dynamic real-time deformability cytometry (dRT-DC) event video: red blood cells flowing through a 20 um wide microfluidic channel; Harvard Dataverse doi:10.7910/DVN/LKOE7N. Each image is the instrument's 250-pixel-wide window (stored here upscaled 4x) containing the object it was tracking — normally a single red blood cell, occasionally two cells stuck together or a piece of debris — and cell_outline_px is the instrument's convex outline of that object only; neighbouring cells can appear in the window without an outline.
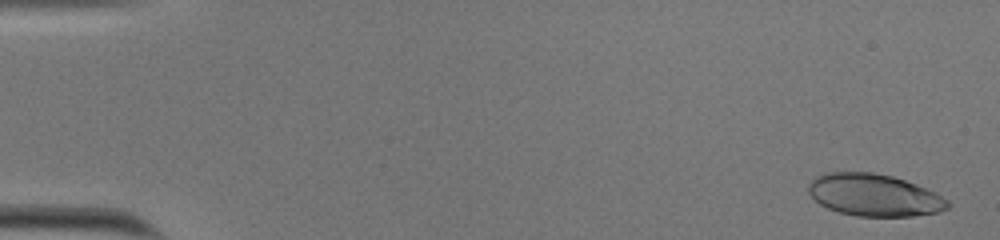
{"species": "human", "species_latin": "Homo sapiens", "temperature_condition": "cold", "stored_images_in_passage": 54, "camera_frame_rate_fps": 3000, "um_per_image_px": 0.085, "donor": {"sex": "male"}, "frame": {"image": 1, "passage_image": 2, "time_ms": 0.333, "image_size_px": [1000, 240], "cell_outline_px": [[948, 208], [940, 212], [912, 216], [856, 216], [840, 212], [828, 208], [820, 204], [808, 192], [808, 184], [816, 176], [824, 172], [872, 172], [892, 176], [916, 184], [936, 192], [948, 200]], "centroid_in_image_um": [74.3, 16.58], "position_along_channel_um": 10.7, "area_um2": 34.22}}
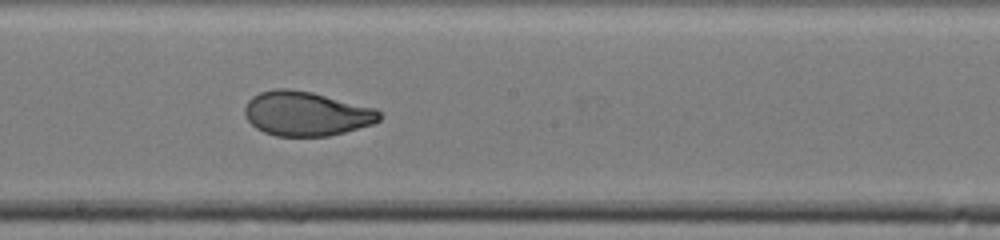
{"frame": {"image": 2, "passage_image": 31, "time_ms": 10.0, "image_size_px": [1000, 240], "cell_outline_px": [[380, 120], [372, 124], [344, 132], [328, 136], [276, 136], [264, 132], [256, 128], [244, 116], [244, 108], [248, 100], [252, 96], [260, 92], [276, 88], [288, 88], [312, 92], [376, 108], [380, 112]], "centroid_in_image_um": [26.0, 9.65], "position_along_channel_um": 222.2, "area_um2": 34.91}}
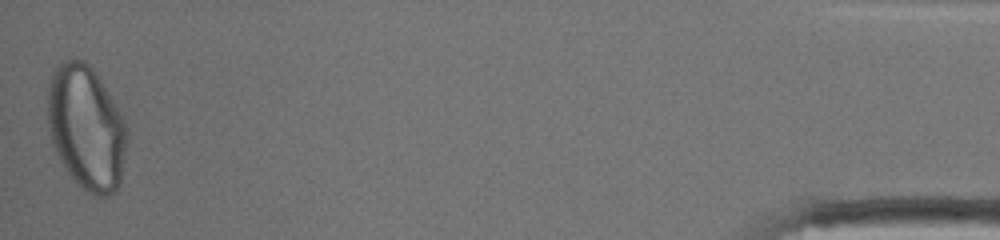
{"frame": {"image": 3, "passage_image": 54, "time_ms": 17.667, "image_size_px": [1000, 240], "cell_outline_px": [[128, 132], [120, 184], [108, 196], [96, 196], [88, 192], [76, 184], [60, 160], [56, 152], [52, 140], [48, 120], [48, 88], [52, 72], [64, 60], [80, 60], [88, 64], [92, 68], [124, 116], [128, 128]], "centroid_in_image_um": [7.36, 10.87], "position_along_channel_um": 427.8, "area_um2": 57.22}, "authors_computed_cell_mechanics": {"area_um2": 35.2002, "velocity_mm_per_s": 3.8003, "shape_relaxation_time_tau1_ms": 8.2057, "shape_relaxation_time_tau2_ms": null, "deformation_change_tau1": 0.2732, "deformation_change_tau2": null}}